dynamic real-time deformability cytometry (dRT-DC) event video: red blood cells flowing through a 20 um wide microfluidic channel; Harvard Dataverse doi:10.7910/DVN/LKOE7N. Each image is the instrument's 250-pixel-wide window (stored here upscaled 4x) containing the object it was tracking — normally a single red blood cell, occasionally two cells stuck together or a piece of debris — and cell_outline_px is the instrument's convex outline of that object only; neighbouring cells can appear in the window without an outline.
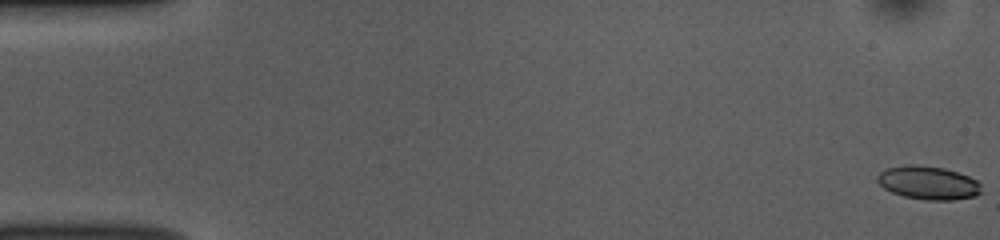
{"species": "common noctule bat (a hibernating species)", "species_latin": "Nyctalus noctula", "temperature_condition": "room temperature", "stored_images_in_passage": 54, "camera_frame_rate_fps": 3000, "um_per_image_px": 0.085, "animal": {"sex": "female", "body_mass_g": 10.0, "forearm_length_mm": 53.1}, "frame": {"image": 1, "passage_image": 1, "time_ms": 0.0, "image_size_px": [1000, 240], "cell_outline_px": [[980, 192], [976, 196], [952, 200], [928, 200], [904, 196], [892, 192], [884, 188], [876, 180], [876, 176], [880, 172], [888, 168], [904, 164], [916, 164], [944, 168], [968, 176], [976, 180], [980, 184]], "centroid_in_image_um": [78.87, 15.53], "position_along_channel_um": 6.1, "area_um2": 20.17}}
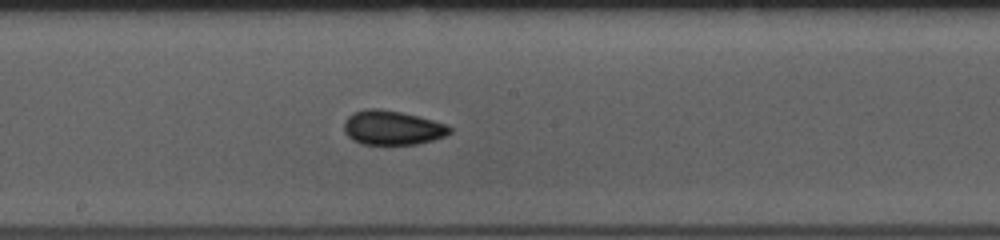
{"frame": {"image": 2, "passage_image": 29, "time_ms": 9.333, "image_size_px": [1000, 240], "cell_outline_px": [[452, 132], [444, 136], [432, 140], [416, 144], [360, 144], [352, 140], [344, 132], [344, 120], [352, 112], [368, 108], [380, 108], [400, 112], [448, 124], [452, 128]], "centroid_in_image_um": [33.32, 10.85], "position_along_channel_um": 214.9, "area_um2": 21.21}}
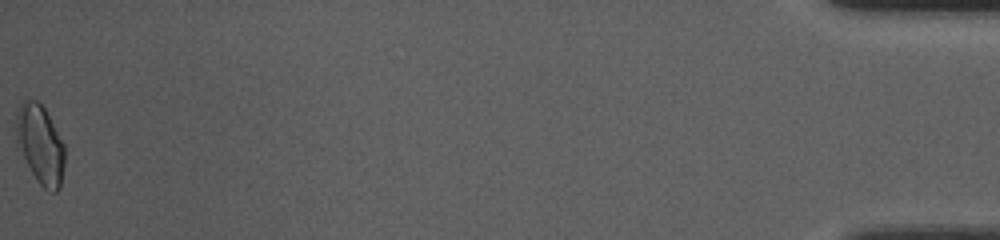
{"frame": {"image": 3, "passage_image": 54, "time_ms": 17.667, "image_size_px": [1000, 240], "cell_outline_px": [[64, 164], [60, 188], [56, 192], [52, 192], [44, 188], [36, 180], [16, 140], [16, 108], [24, 100], [36, 100], [44, 108], [64, 144]], "centroid_in_image_um": [3.42, 12.27], "position_along_channel_um": 431.8, "area_um2": 21.96}, "authors_computed_cell_mechanics": {"area_um2": 20.519, "velocity_mm_per_s": 3.779, "shape_relaxation_time_tau1_ms": 4.553, "shape_relaxation_time_tau2_ms": 2.088, "deformation_change_tau1": 0.1214, "deformation_change_tau2": 0.0684}}